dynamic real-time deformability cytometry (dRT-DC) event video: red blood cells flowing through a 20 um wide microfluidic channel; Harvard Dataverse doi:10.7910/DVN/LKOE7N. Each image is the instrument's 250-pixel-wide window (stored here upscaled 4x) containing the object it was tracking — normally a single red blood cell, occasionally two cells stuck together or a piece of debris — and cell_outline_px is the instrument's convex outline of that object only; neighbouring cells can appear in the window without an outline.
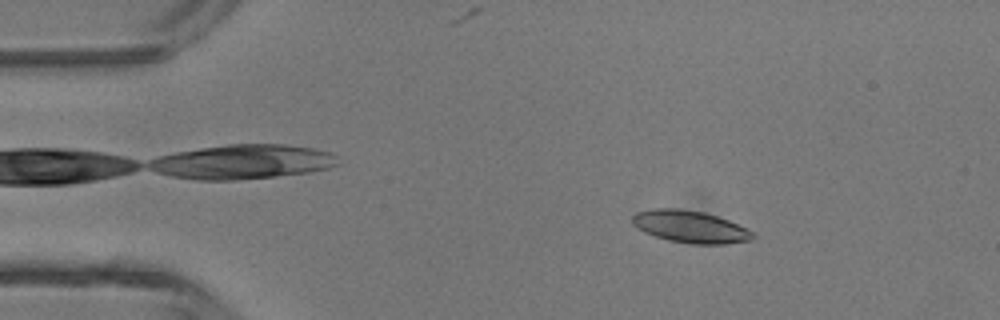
{"species": "common noctule bat (a hibernating species)", "species_latin": "Nyctalus noctula", "temperature_condition": "room temperature", "stored_images_in_passage": 5, "camera_frame_rate_fps": 3000, "um_per_image_px": 0.085, "animal": {"sex": "male", "body_mass_g": 13.3}, "frame": {"image": 1, "passage_image": 2, "time_ms": 0.333, "image_size_px": [1000, 320], "cell_outline_px": [[756, 236], [752, 240], [724, 244], [692, 244], [668, 240], [644, 232], [636, 228], [632, 224], [632, 216], [636, 212], [652, 208], [680, 208], [704, 212], [728, 220], [748, 228]], "centroid_in_image_um": [58.66, 19.26], "position_along_channel_um": 26.3, "area_um2": 22.77}}
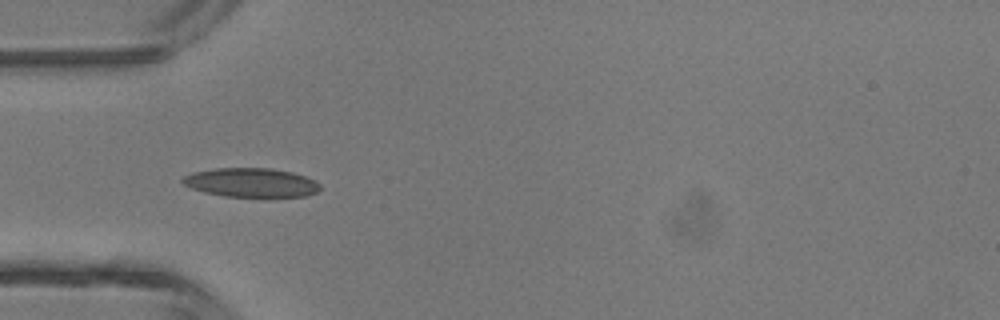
{"frame": {"image": 2, "passage_image": 4, "time_ms": 1.0, "image_size_px": [1000, 320], "cell_outline_px": [[320, 188], [316, 192], [304, 196], [224, 196], [204, 192], [192, 188], [184, 184], [180, 180], [184, 176], [192, 172], [216, 168], [272, 168], [292, 172], [316, 180], [320, 184]], "centroid_in_image_um": [21.33, 15.5], "position_along_channel_um": 63.7, "area_um2": 23.12}}
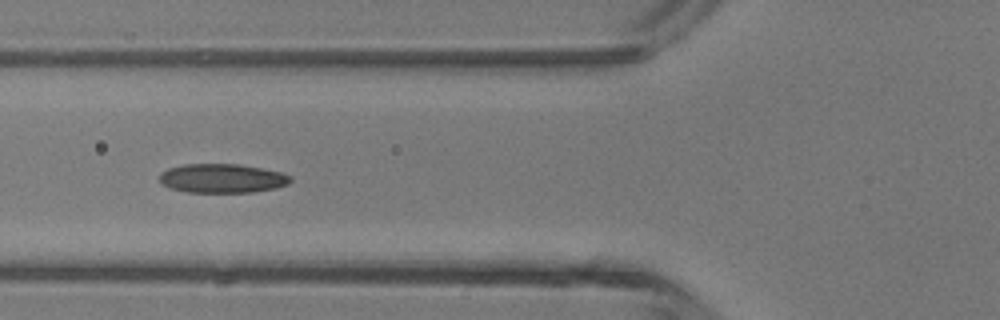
{"frame": {"image": 3, "passage_image": 5, "time_ms": 1.333, "image_size_px": [1000, 320], "cell_outline_px": [[292, 180], [288, 184], [276, 188], [252, 192], [188, 192], [168, 188], [160, 180], [160, 172], [168, 168], [184, 164], [240, 164], [280, 172], [292, 176]], "centroid_in_image_um": [18.89, 15.16], "position_along_channel_um": 106.9, "area_um2": 22.2}}